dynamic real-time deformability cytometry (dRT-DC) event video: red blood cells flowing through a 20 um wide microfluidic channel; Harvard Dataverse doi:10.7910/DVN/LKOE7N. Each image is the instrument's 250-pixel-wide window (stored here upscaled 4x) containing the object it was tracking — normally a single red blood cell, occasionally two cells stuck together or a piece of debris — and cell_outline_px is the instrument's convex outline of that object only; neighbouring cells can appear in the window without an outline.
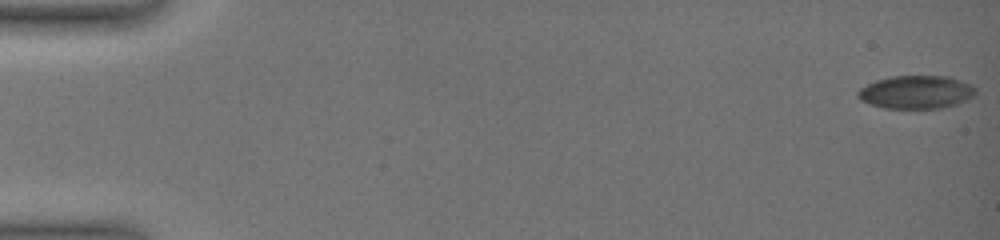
{"species": "common noctule bat (a hibernating species)", "species_latin": "Nyctalus noctula", "temperature_condition": "warm", "stored_images_in_passage": 58, "camera_frame_rate_fps": 3000, "um_per_image_px": 0.085, "animal": {"sex": "female", "body_mass_g": 19.0, "forearm_length_mm": 51.5}, "frame": {"image": 1, "passage_image": 1, "time_ms": 0.0, "image_size_px": [1000, 240], "cell_outline_px": [[976, 96], [968, 100], [956, 104], [940, 108], [884, 108], [868, 104], [860, 100], [856, 96], [856, 92], [860, 88], [876, 80], [892, 76], [948, 76], [960, 80], [976, 88]], "centroid_in_image_um": [77.86, 7.83], "position_along_channel_um": 7.1, "area_um2": 22.89}}
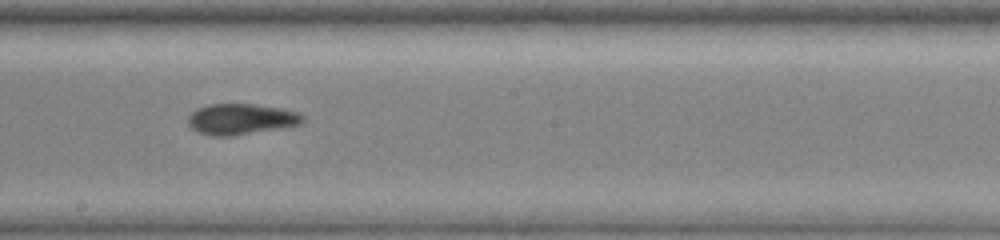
{"frame": {"image": 2, "passage_image": 34, "time_ms": 11.0, "image_size_px": [1000, 240], "cell_outline_px": [[304, 120], [300, 124], [232, 136], [216, 136], [200, 132], [192, 128], [188, 124], [188, 116], [196, 108], [208, 104], [252, 104], [284, 108], [300, 112], [304, 116]], "centroid_in_image_um": [20.5, 10.1], "position_along_channel_um": 227.7, "area_um2": 20.52}}
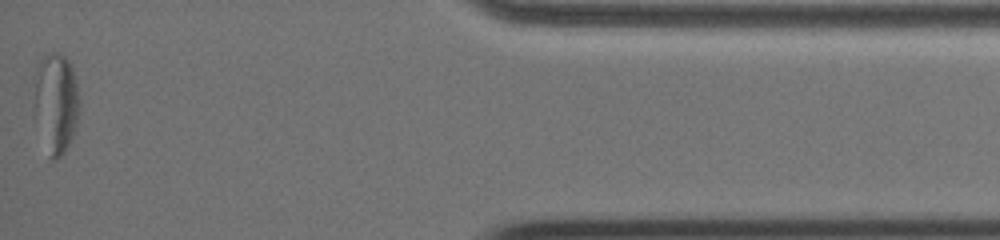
{"frame": {"image": 3, "passage_image": 58, "time_ms": 18.0, "image_size_px": [1000, 240], "cell_outline_px": [[80, 104], [76, 124], [68, 144], [64, 152], [60, 156], [52, 160], [48, 156], [36, 104], [32, 76], [40, 60], [44, 56], [52, 52], [60, 52], [68, 60], [72, 68], [76, 80], [80, 100]], "centroid_in_image_um": [4.78, 8.63], "position_along_channel_um": 430.4, "area_um2": 25.78}, "authors_computed_cell_mechanics": {"area_um2": 22.1663, "velocity_mm_per_s": 3.5916, "shape_relaxation_time_tau1_ms": null, "shape_relaxation_time_tau2_ms": 5.2863, "deformation_change_tau1": null, "deformation_change_tau2": 0.1053}}